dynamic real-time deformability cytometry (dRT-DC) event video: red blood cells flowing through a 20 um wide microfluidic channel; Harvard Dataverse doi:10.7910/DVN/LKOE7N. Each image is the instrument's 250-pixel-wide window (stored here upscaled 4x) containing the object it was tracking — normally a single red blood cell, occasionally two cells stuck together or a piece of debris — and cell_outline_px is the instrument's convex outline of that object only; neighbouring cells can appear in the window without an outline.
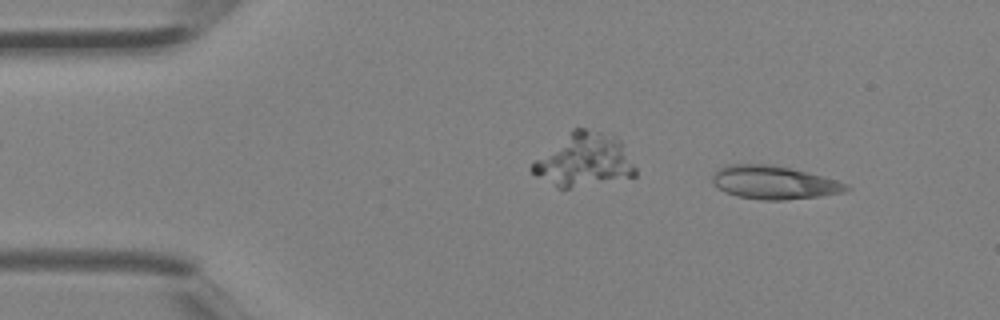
{"species": "Egyptian fruit bat (a non-hibernating species)", "species_latin": "Rousettus aegyptiacus", "temperature_condition": "room temperature", "stored_images_in_passage": 4, "camera_frame_rate_fps": 3000, "um_per_image_px": 0.085, "animal": {"sex": "female"}, "frame": {"image": 1, "passage_image": 4, "time_ms": 1.0, "image_size_px": [1000, 320], "cell_outline_px": [[852, 188], [844, 192], [820, 196], [784, 200], [764, 200], [736, 196], [724, 192], [712, 184], [712, 176], [724, 164], [768, 164], [792, 168], [836, 180], [848, 184]], "centroid_in_image_um": [65.77, 15.51], "position_along_channel_um": 19.2, "area_um2": 26.07}}